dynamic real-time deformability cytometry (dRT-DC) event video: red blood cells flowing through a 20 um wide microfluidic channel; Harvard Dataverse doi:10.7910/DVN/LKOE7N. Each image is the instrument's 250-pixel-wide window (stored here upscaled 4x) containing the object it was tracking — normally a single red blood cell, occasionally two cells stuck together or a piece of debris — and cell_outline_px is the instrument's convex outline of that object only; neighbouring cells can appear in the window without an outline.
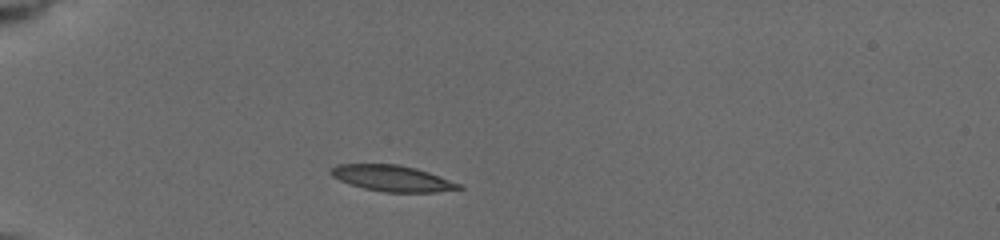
{"species": "common noctule bat (a hibernating species)", "species_latin": "Nyctalus noctula", "temperature_condition": "cold", "stored_images_in_passage": 4, "camera_frame_rate_fps": 3000, "um_per_image_px": 0.085, "animal": {"sex": "female", "body_mass_g": 19.5, "forearm_length_mm": 54.1}, "frame": {"image": 1, "passage_image": 1, "time_ms": 0.0, "image_size_px": [1000, 240], "cell_outline_px": [[464, 188], [436, 192], [384, 192], [364, 188], [340, 180], [332, 176], [328, 172], [328, 168], [336, 164], [400, 164], [416, 168], [464, 184]], "centroid_in_image_um": [33.35, 15.15], "position_along_channel_um": 51.6, "area_um2": 19.59}}
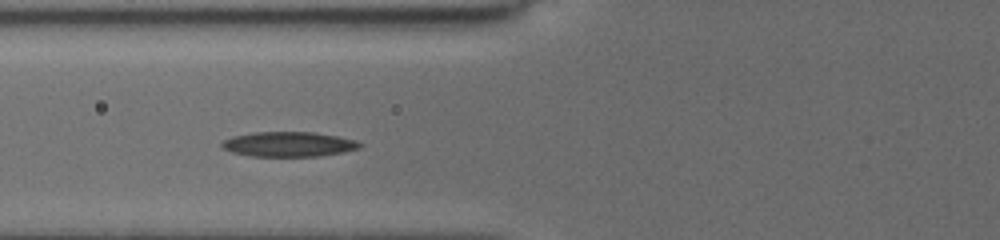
{"frame": {"image": 2, "passage_image": 3, "time_ms": 2.0, "image_size_px": [1000, 240], "cell_outline_px": [[364, 144], [360, 148], [320, 156], [252, 156], [232, 152], [224, 148], [220, 144], [224, 140], [232, 136], [252, 132], [316, 132], [356, 140]], "centroid_in_image_um": [24.54, 12.25], "position_along_channel_um": 101.3, "area_um2": 19.94}}